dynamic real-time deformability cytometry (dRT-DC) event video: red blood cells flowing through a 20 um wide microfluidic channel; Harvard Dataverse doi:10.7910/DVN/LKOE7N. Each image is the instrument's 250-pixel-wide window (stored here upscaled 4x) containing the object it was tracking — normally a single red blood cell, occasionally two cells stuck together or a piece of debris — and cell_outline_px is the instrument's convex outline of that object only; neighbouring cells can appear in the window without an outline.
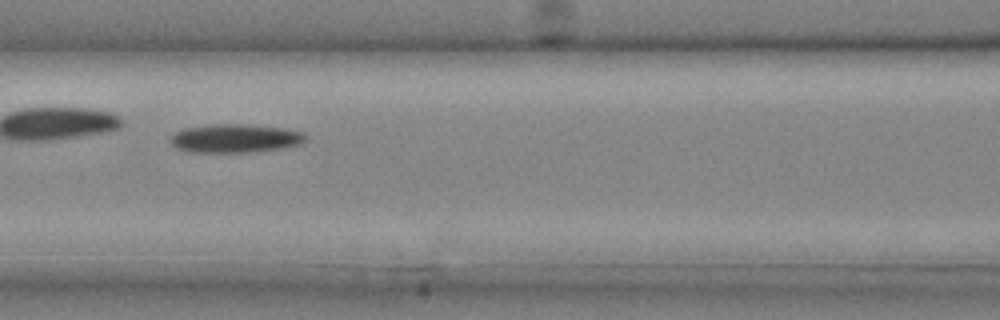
{"species": "common noctule bat (a hibernating species)", "species_latin": "Nyctalus noctula", "temperature_condition": "cold", "stored_images_in_passage": 21, "camera_frame_rate_fps": 3000, "um_per_image_px": 0.085, "animal": {"sex": "male", "body_mass_g": 20.4}, "frame": {"image": 1, "passage_image": 7, "time_ms": 2.0, "image_size_px": [1000, 320], "cell_outline_px": [[308, 136], [304, 144], [284, 148], [252, 152], [188, 152], [176, 148], [172, 144], [172, 136], [176, 132], [184, 128], [216, 124], [244, 124], [284, 128], [304, 132]], "centroid_in_image_um": [20.07, 11.77], "position_along_channel_um": 146.5, "area_um2": 22.66}}
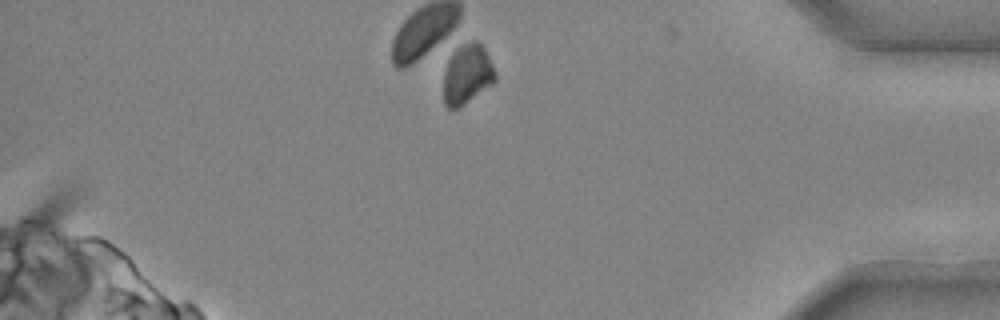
{"frame": {"image": 2, "passage_image": 21, "time_ms": 6.667, "image_size_px": [1000, 320], "cell_outline_px": [[496, 80], [492, 84], [456, 108], [448, 108], [444, 104], [444, 72], [448, 60], [456, 44], [472, 40], [476, 40], [484, 48], [496, 72]], "centroid_in_image_um": [39.69, 6.24], "position_along_channel_um": 395.5, "area_um2": 17.98}}